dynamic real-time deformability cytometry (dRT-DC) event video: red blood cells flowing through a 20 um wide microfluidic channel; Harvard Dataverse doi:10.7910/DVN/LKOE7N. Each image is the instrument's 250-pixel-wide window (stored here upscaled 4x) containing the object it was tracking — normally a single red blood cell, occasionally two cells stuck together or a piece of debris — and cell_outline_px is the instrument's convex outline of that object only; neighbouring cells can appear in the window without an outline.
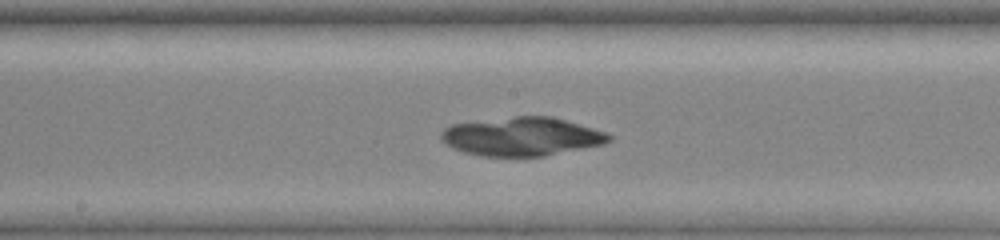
{"species": "common noctule bat (a hibernating species)", "species_latin": "Nyctalus noctula", "temperature_condition": "warm", "stored_images_in_passage": 28, "camera_frame_rate_fps": 3000, "um_per_image_px": 0.085, "animal": {"sex": "female", "body_mass_g": 19.0, "forearm_length_mm": 51.5}, "frame": {"image": 1, "passage_image": 11, "time_ms": 4.0, "image_size_px": [1000, 240], "cell_outline_px": [[612, 140], [604, 144], [544, 156], [480, 156], [464, 152], [452, 148], [444, 144], [440, 140], [440, 132], [444, 128], [452, 124], [516, 116], [552, 116], [592, 128], [604, 132], [612, 136]], "centroid_in_image_um": [44.31, 11.61], "position_along_channel_um": 203.9, "area_um2": 37.74}}
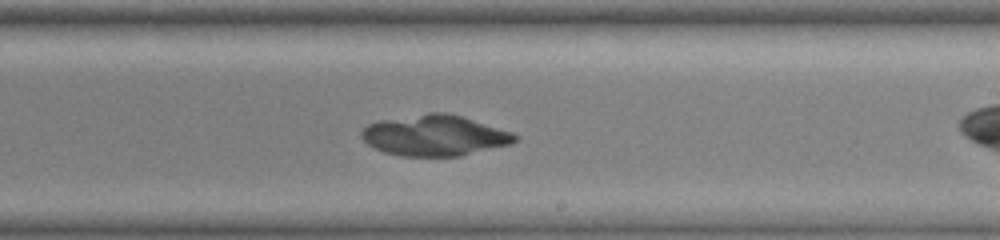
{"frame": {"image": 2, "passage_image": 14, "time_ms": 5.333, "image_size_px": [1000, 240], "cell_outline_px": [[520, 136], [512, 144], [460, 156], [400, 156], [384, 152], [368, 144], [360, 136], [360, 132], [368, 124], [380, 120], [428, 112], [444, 112], [460, 116], [512, 132]], "centroid_in_image_um": [36.94, 11.52], "position_along_channel_um": 252.1, "area_um2": 36.41}}
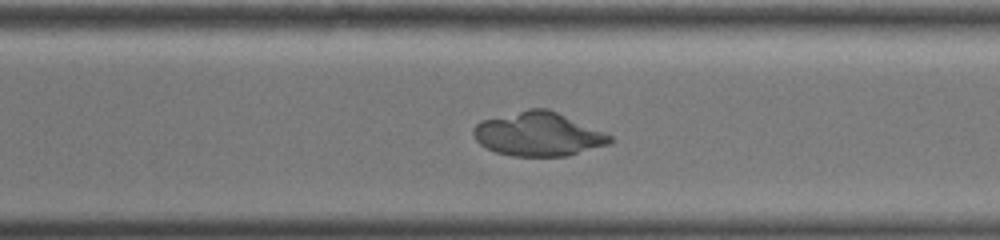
{"frame": {"image": 3, "passage_image": 19, "time_ms": 7.333, "image_size_px": [1000, 240], "cell_outline_px": [[612, 140], [608, 144], [568, 156], [512, 156], [496, 152], [480, 144], [476, 140], [472, 132], [472, 128], [480, 120], [528, 108], [548, 108], [604, 132], [612, 136]], "centroid_in_image_um": [45.72, 11.39], "position_along_channel_um": 324.9, "area_um2": 34.91}}